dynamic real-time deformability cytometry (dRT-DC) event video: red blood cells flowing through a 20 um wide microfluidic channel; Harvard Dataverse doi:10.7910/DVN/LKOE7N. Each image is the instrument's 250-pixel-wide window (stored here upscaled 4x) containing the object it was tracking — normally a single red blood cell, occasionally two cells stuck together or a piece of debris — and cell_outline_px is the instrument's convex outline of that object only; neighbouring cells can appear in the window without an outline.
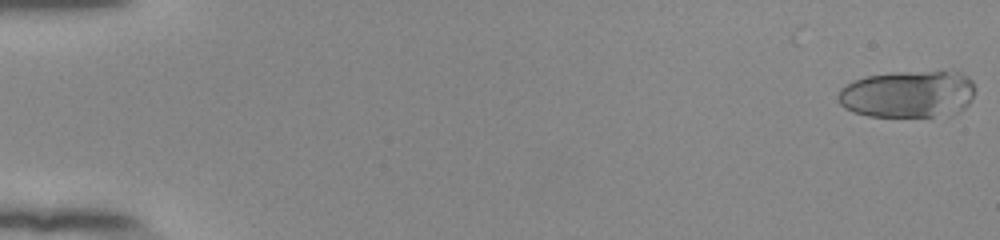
{"species": "human", "species_latin": "Homo sapiens", "temperature_condition": "room temperature", "stored_images_in_passage": 18, "camera_frame_rate_fps": 3000, "um_per_image_px": 0.085, "donor": {"sex": "female"}, "frame": {"image": 1, "passage_image": 1, "time_ms": 0.0, "image_size_px": [1000, 240], "cell_outline_px": [[976, 88], [972, 100], [960, 112], [952, 116], [868, 116], [852, 112], [844, 108], [836, 100], [836, 96], [840, 88], [852, 80], [868, 76], [892, 72], [960, 72], [968, 76], [972, 80]], "centroid_in_image_um": [77.19, 8.01], "position_along_channel_um": 7.8, "area_um2": 38.32}}